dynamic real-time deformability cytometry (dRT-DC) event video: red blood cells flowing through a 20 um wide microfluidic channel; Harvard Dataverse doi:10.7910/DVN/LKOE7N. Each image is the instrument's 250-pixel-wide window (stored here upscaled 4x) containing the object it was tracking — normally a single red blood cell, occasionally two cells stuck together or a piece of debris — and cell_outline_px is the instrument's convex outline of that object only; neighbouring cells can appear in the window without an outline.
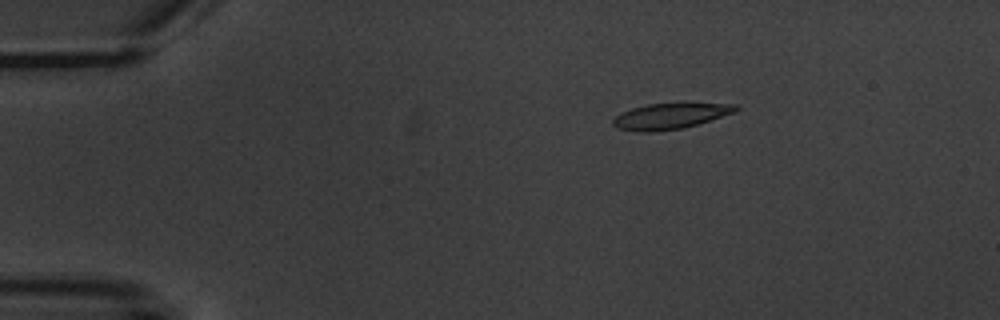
{"species": "common noctule bat (a hibernating species)", "species_latin": "Nyctalus noctula", "temperature_condition": "warm", "stored_images_in_passage": 3, "camera_frame_rate_fps": 3000, "um_per_image_px": 0.085, "animal": {"sex": "male", "body_mass_g": 20.1, "forearm_length_mm": 53.5}, "frame": {"image": 1, "passage_image": 1, "time_ms": 0.0, "image_size_px": [1000, 320], "cell_outline_px": [[740, 108], [736, 112], [696, 124], [680, 128], [652, 132], [636, 132], [616, 128], [612, 124], [612, 120], [616, 116], [632, 108], [648, 104], [736, 104]], "centroid_in_image_um": [56.92, 9.88], "position_along_channel_um": 28.1, "area_um2": 18.03}}